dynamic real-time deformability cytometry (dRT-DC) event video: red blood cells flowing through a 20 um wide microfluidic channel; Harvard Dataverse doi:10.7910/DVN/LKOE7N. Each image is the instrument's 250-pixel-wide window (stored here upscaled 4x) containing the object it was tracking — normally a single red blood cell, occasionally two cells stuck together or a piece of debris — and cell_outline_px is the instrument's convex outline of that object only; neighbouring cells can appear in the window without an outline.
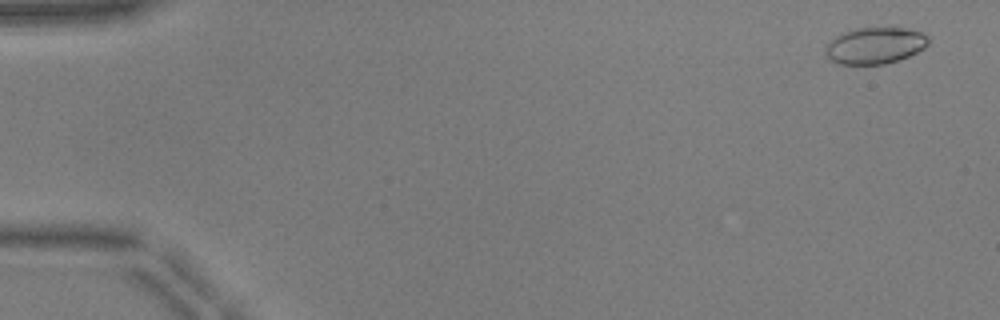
{"species": "common noctule bat (a hibernating species)", "species_latin": "Nyctalus noctula", "temperature_condition": "warm", "stored_images_in_passage": 53, "camera_frame_rate_fps": 3000, "um_per_image_px": 0.085, "animal": {"sex": "male", "body_mass_g": 17.9, "forearm_length_mm": 54.2}, "frame": {"image": 1, "passage_image": 3, "time_ms": 0.667, "image_size_px": [1000, 320], "cell_outline_px": [[928, 44], [924, 48], [908, 56], [884, 64], [840, 64], [832, 60], [824, 52], [828, 44], [836, 36], [844, 32], [856, 28], [904, 28], [920, 32], [928, 36]], "centroid_in_image_um": [74.38, 3.87], "position_along_channel_um": 10.6, "area_um2": 21.5}}
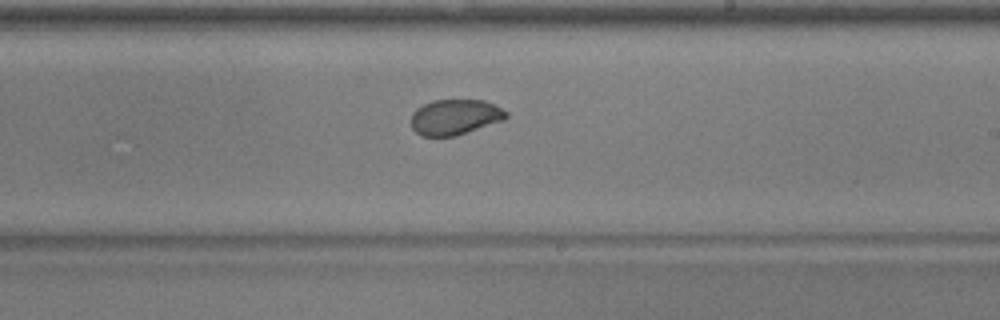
{"frame": {"image": 2, "passage_image": 32, "time_ms": 10.333, "image_size_px": [1000, 320], "cell_outline_px": [[508, 116], [504, 120], [456, 136], [420, 136], [412, 128], [412, 112], [416, 108], [432, 100], [484, 100], [508, 112]], "centroid_in_image_um": [38.66, 9.95], "position_along_channel_um": 250.3, "area_um2": 19.65}}
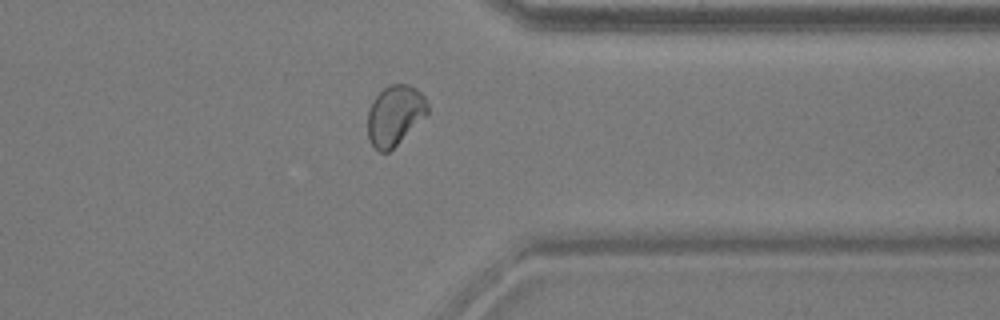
{"frame": {"image": 3, "passage_image": 42, "time_ms": 13.667, "image_size_px": [1000, 320], "cell_outline_px": [[428, 112], [388, 152], [380, 152], [368, 140], [368, 112], [376, 96], [384, 88], [392, 84], [408, 84], [416, 88], [424, 96], [428, 104]], "centroid_in_image_um": [33.55, 9.78], "position_along_channel_um": 377.9, "area_um2": 20.4}}